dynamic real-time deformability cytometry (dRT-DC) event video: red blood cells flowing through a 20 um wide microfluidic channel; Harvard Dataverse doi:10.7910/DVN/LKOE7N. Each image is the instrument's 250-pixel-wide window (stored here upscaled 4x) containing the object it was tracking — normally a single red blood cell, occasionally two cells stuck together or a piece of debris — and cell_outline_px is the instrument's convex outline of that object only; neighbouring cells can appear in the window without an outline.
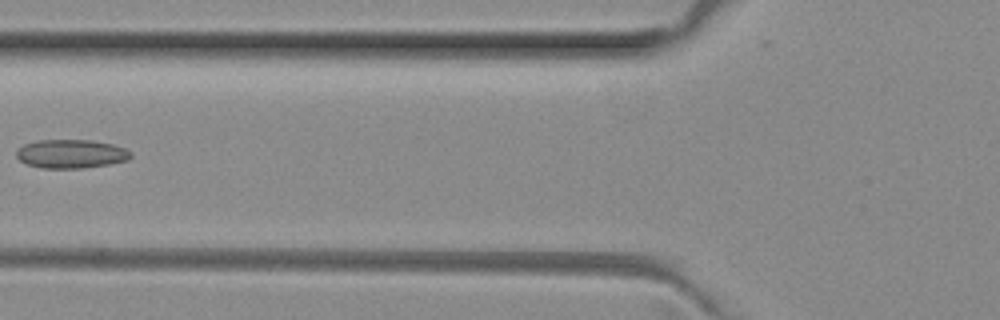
{"species": "common noctule bat (a hibernating species)", "species_latin": "Nyctalus noctula", "temperature_condition": "room temperature", "stored_images_in_passage": 7, "camera_frame_rate_fps": 3000, "um_per_image_px": 0.085, "animal": {"sex": "female", "body_mass_g": 29.2, "forearm_length_mm": 56.3}, "frame": {"image": 1, "passage_image": 6, "time_ms": 1.667, "image_size_px": [1000, 320], "cell_outline_px": [[132, 156], [128, 160], [108, 164], [80, 168], [40, 168], [28, 164], [20, 160], [16, 156], [16, 152], [24, 144], [36, 140], [88, 140], [112, 144], [124, 148], [132, 152]], "centroid_in_image_um": [6.04, 13.07], "position_along_channel_um": 119.8, "area_um2": 19.02}}
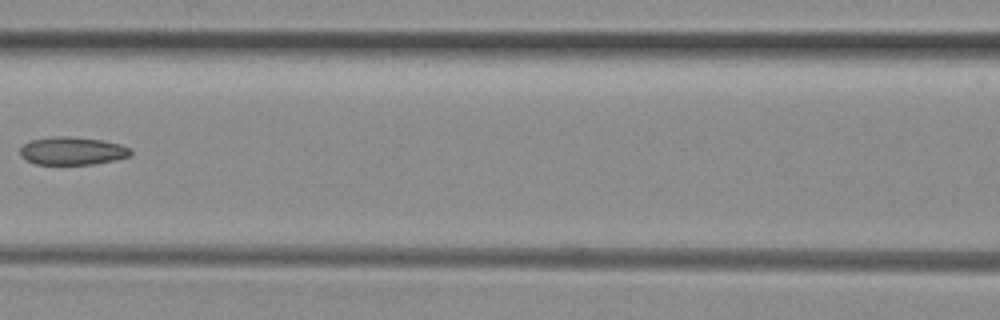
{"frame": {"image": 2, "passage_image": 7, "time_ms": 2.0, "image_size_px": [1000, 320], "cell_outline_px": [[132, 156], [116, 160], [92, 164], [36, 164], [20, 156], [20, 148], [24, 144], [32, 140], [52, 136], [68, 136], [104, 140], [120, 144], [128, 148], [132, 152]], "centroid_in_image_um": [6.17, 12.82], "position_along_channel_um": 160.4, "area_um2": 18.03}}